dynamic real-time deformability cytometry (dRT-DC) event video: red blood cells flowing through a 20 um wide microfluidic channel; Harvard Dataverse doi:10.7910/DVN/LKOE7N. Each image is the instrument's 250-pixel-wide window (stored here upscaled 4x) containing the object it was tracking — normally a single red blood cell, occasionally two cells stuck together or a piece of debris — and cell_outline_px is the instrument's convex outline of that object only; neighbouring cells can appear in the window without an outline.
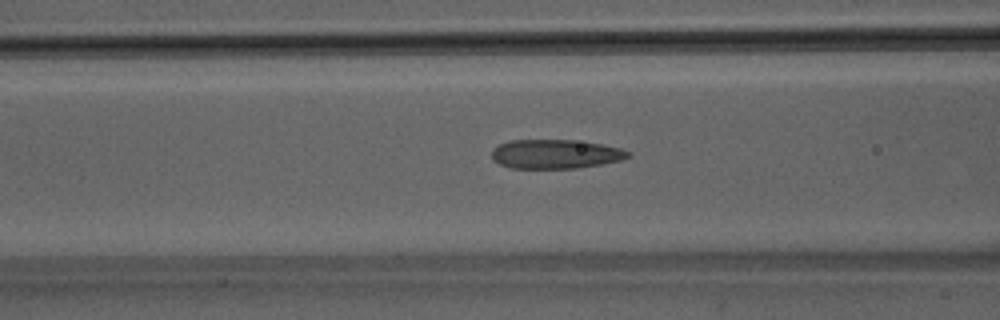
{"species": "Egyptian fruit bat (a non-hibernating species)", "species_latin": "Rousettus aegyptiacus", "temperature_condition": "room temperature", "stored_images_in_passage": 29, "camera_frame_rate_fps": 3000, "um_per_image_px": 0.085, "animal": {"sex": "male"}, "frame": {"image": 1, "passage_image": 9, "time_ms": 2.667, "image_size_px": [1000, 320], "cell_outline_px": [[632, 156], [620, 160], [600, 164], [576, 168], [512, 168], [500, 164], [492, 160], [492, 148], [508, 140], [572, 140], [600, 144], [620, 148], [632, 152]], "centroid_in_image_um": [47.2, 13.09], "position_along_channel_um": 119.4, "area_um2": 23.12}}